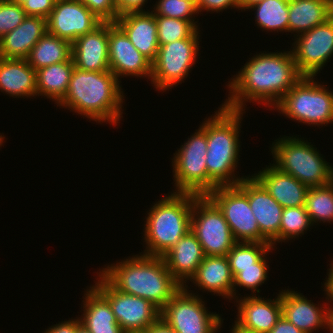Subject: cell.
I'll return each instance as SVG.
<instances>
[{
    "instance_id": "cell-1",
    "label": "cell",
    "mask_w": 333,
    "mask_h": 333,
    "mask_svg": "<svg viewBox=\"0 0 333 333\" xmlns=\"http://www.w3.org/2000/svg\"><path fill=\"white\" fill-rule=\"evenodd\" d=\"M302 77L291 50L256 52L228 81L229 94L222 105L245 111L250 102L272 110Z\"/></svg>"
},
{
    "instance_id": "cell-2",
    "label": "cell",
    "mask_w": 333,
    "mask_h": 333,
    "mask_svg": "<svg viewBox=\"0 0 333 333\" xmlns=\"http://www.w3.org/2000/svg\"><path fill=\"white\" fill-rule=\"evenodd\" d=\"M121 83L111 71H84L74 67L66 95L57 106L99 125L105 122L116 127L124 111L125 93Z\"/></svg>"
},
{
    "instance_id": "cell-3",
    "label": "cell",
    "mask_w": 333,
    "mask_h": 333,
    "mask_svg": "<svg viewBox=\"0 0 333 333\" xmlns=\"http://www.w3.org/2000/svg\"><path fill=\"white\" fill-rule=\"evenodd\" d=\"M99 272L118 291L147 299L160 310L183 287L169 272L161 256L142 253L128 256L100 268Z\"/></svg>"
},
{
    "instance_id": "cell-4",
    "label": "cell",
    "mask_w": 333,
    "mask_h": 333,
    "mask_svg": "<svg viewBox=\"0 0 333 333\" xmlns=\"http://www.w3.org/2000/svg\"><path fill=\"white\" fill-rule=\"evenodd\" d=\"M217 109L213 115L206 117L207 195L218 186H236L250 176L240 177L235 173L241 157L239 135L246 111L230 110L222 104Z\"/></svg>"
},
{
    "instance_id": "cell-5",
    "label": "cell",
    "mask_w": 333,
    "mask_h": 333,
    "mask_svg": "<svg viewBox=\"0 0 333 333\" xmlns=\"http://www.w3.org/2000/svg\"><path fill=\"white\" fill-rule=\"evenodd\" d=\"M198 195L170 192L155 201L144 220V255L162 256L191 230L193 201Z\"/></svg>"
},
{
    "instance_id": "cell-6",
    "label": "cell",
    "mask_w": 333,
    "mask_h": 333,
    "mask_svg": "<svg viewBox=\"0 0 333 333\" xmlns=\"http://www.w3.org/2000/svg\"><path fill=\"white\" fill-rule=\"evenodd\" d=\"M305 139L291 134L274 140L270 147L272 165L308 187L329 184L333 181V164L326 161L315 144Z\"/></svg>"
},
{
    "instance_id": "cell-7",
    "label": "cell",
    "mask_w": 333,
    "mask_h": 333,
    "mask_svg": "<svg viewBox=\"0 0 333 333\" xmlns=\"http://www.w3.org/2000/svg\"><path fill=\"white\" fill-rule=\"evenodd\" d=\"M315 79L303 76L272 110L308 126L333 124V90Z\"/></svg>"
},
{
    "instance_id": "cell-8",
    "label": "cell",
    "mask_w": 333,
    "mask_h": 333,
    "mask_svg": "<svg viewBox=\"0 0 333 333\" xmlns=\"http://www.w3.org/2000/svg\"><path fill=\"white\" fill-rule=\"evenodd\" d=\"M204 120L171 158L172 175L175 182L173 186L175 190L172 192L207 195L206 118Z\"/></svg>"
},
{
    "instance_id": "cell-9",
    "label": "cell",
    "mask_w": 333,
    "mask_h": 333,
    "mask_svg": "<svg viewBox=\"0 0 333 333\" xmlns=\"http://www.w3.org/2000/svg\"><path fill=\"white\" fill-rule=\"evenodd\" d=\"M200 32L197 29L189 38L159 45L150 79L156 91L164 93L185 82L199 56Z\"/></svg>"
},
{
    "instance_id": "cell-10",
    "label": "cell",
    "mask_w": 333,
    "mask_h": 333,
    "mask_svg": "<svg viewBox=\"0 0 333 333\" xmlns=\"http://www.w3.org/2000/svg\"><path fill=\"white\" fill-rule=\"evenodd\" d=\"M189 289L183 286L161 309L160 317L177 333L220 332L221 314L208 311L203 296Z\"/></svg>"
},
{
    "instance_id": "cell-11",
    "label": "cell",
    "mask_w": 333,
    "mask_h": 333,
    "mask_svg": "<svg viewBox=\"0 0 333 333\" xmlns=\"http://www.w3.org/2000/svg\"><path fill=\"white\" fill-rule=\"evenodd\" d=\"M191 231L205 256H226L236 243L222 211L207 195L193 201Z\"/></svg>"
},
{
    "instance_id": "cell-12",
    "label": "cell",
    "mask_w": 333,
    "mask_h": 333,
    "mask_svg": "<svg viewBox=\"0 0 333 333\" xmlns=\"http://www.w3.org/2000/svg\"><path fill=\"white\" fill-rule=\"evenodd\" d=\"M93 287L109 302L125 333H143L160 318L161 310L151 301L118 291L100 272Z\"/></svg>"
},
{
    "instance_id": "cell-13",
    "label": "cell",
    "mask_w": 333,
    "mask_h": 333,
    "mask_svg": "<svg viewBox=\"0 0 333 333\" xmlns=\"http://www.w3.org/2000/svg\"><path fill=\"white\" fill-rule=\"evenodd\" d=\"M207 196L222 211L236 242L270 243L260 233L248 197L237 186H218Z\"/></svg>"
},
{
    "instance_id": "cell-14",
    "label": "cell",
    "mask_w": 333,
    "mask_h": 333,
    "mask_svg": "<svg viewBox=\"0 0 333 333\" xmlns=\"http://www.w3.org/2000/svg\"><path fill=\"white\" fill-rule=\"evenodd\" d=\"M295 65L303 76L315 77L333 57V16L325 23L294 37Z\"/></svg>"
},
{
    "instance_id": "cell-15",
    "label": "cell",
    "mask_w": 333,
    "mask_h": 333,
    "mask_svg": "<svg viewBox=\"0 0 333 333\" xmlns=\"http://www.w3.org/2000/svg\"><path fill=\"white\" fill-rule=\"evenodd\" d=\"M108 55L110 71L120 82V78L128 76L150 81L152 63L136 49L115 22H108Z\"/></svg>"
},
{
    "instance_id": "cell-16",
    "label": "cell",
    "mask_w": 333,
    "mask_h": 333,
    "mask_svg": "<svg viewBox=\"0 0 333 333\" xmlns=\"http://www.w3.org/2000/svg\"><path fill=\"white\" fill-rule=\"evenodd\" d=\"M102 22L81 1L56 0L47 18V32L72 44L78 37L93 31Z\"/></svg>"
},
{
    "instance_id": "cell-17",
    "label": "cell",
    "mask_w": 333,
    "mask_h": 333,
    "mask_svg": "<svg viewBox=\"0 0 333 333\" xmlns=\"http://www.w3.org/2000/svg\"><path fill=\"white\" fill-rule=\"evenodd\" d=\"M282 316L300 329L303 333H314L318 329L330 330L331 307L325 297V301L316 304L307 296L294 289H281ZM322 306V307H321Z\"/></svg>"
},
{
    "instance_id": "cell-18",
    "label": "cell",
    "mask_w": 333,
    "mask_h": 333,
    "mask_svg": "<svg viewBox=\"0 0 333 333\" xmlns=\"http://www.w3.org/2000/svg\"><path fill=\"white\" fill-rule=\"evenodd\" d=\"M236 186L248 197L260 233L275 248L279 243V229L284 208L253 175L242 179Z\"/></svg>"
},
{
    "instance_id": "cell-19",
    "label": "cell",
    "mask_w": 333,
    "mask_h": 333,
    "mask_svg": "<svg viewBox=\"0 0 333 333\" xmlns=\"http://www.w3.org/2000/svg\"><path fill=\"white\" fill-rule=\"evenodd\" d=\"M235 299L236 324L250 333H269L282 316L280 290L274 299L249 295Z\"/></svg>"
},
{
    "instance_id": "cell-20",
    "label": "cell",
    "mask_w": 333,
    "mask_h": 333,
    "mask_svg": "<svg viewBox=\"0 0 333 333\" xmlns=\"http://www.w3.org/2000/svg\"><path fill=\"white\" fill-rule=\"evenodd\" d=\"M74 66L84 71H110L108 55V22L78 37L72 43Z\"/></svg>"
},
{
    "instance_id": "cell-21",
    "label": "cell",
    "mask_w": 333,
    "mask_h": 333,
    "mask_svg": "<svg viewBox=\"0 0 333 333\" xmlns=\"http://www.w3.org/2000/svg\"><path fill=\"white\" fill-rule=\"evenodd\" d=\"M161 257L173 277L182 286H188L205 255L201 244L190 230Z\"/></svg>"
},
{
    "instance_id": "cell-22",
    "label": "cell",
    "mask_w": 333,
    "mask_h": 333,
    "mask_svg": "<svg viewBox=\"0 0 333 333\" xmlns=\"http://www.w3.org/2000/svg\"><path fill=\"white\" fill-rule=\"evenodd\" d=\"M115 23L152 63L159 48L155 15L149 9L145 12H131L118 16Z\"/></svg>"
},
{
    "instance_id": "cell-23",
    "label": "cell",
    "mask_w": 333,
    "mask_h": 333,
    "mask_svg": "<svg viewBox=\"0 0 333 333\" xmlns=\"http://www.w3.org/2000/svg\"><path fill=\"white\" fill-rule=\"evenodd\" d=\"M252 175L283 208L305 206L309 187L290 174L280 171L270 163L268 167L266 165Z\"/></svg>"
},
{
    "instance_id": "cell-24",
    "label": "cell",
    "mask_w": 333,
    "mask_h": 333,
    "mask_svg": "<svg viewBox=\"0 0 333 333\" xmlns=\"http://www.w3.org/2000/svg\"><path fill=\"white\" fill-rule=\"evenodd\" d=\"M190 281L204 293L233 300L234 277L227 256H205Z\"/></svg>"
},
{
    "instance_id": "cell-25",
    "label": "cell",
    "mask_w": 333,
    "mask_h": 333,
    "mask_svg": "<svg viewBox=\"0 0 333 333\" xmlns=\"http://www.w3.org/2000/svg\"><path fill=\"white\" fill-rule=\"evenodd\" d=\"M46 32V18L27 16L19 26L0 39V57L26 59Z\"/></svg>"
},
{
    "instance_id": "cell-26",
    "label": "cell",
    "mask_w": 333,
    "mask_h": 333,
    "mask_svg": "<svg viewBox=\"0 0 333 333\" xmlns=\"http://www.w3.org/2000/svg\"><path fill=\"white\" fill-rule=\"evenodd\" d=\"M0 91L13 98H36V70L26 59L0 57Z\"/></svg>"
},
{
    "instance_id": "cell-27",
    "label": "cell",
    "mask_w": 333,
    "mask_h": 333,
    "mask_svg": "<svg viewBox=\"0 0 333 333\" xmlns=\"http://www.w3.org/2000/svg\"><path fill=\"white\" fill-rule=\"evenodd\" d=\"M80 321L91 333H125L109 302L91 285L84 291ZM83 308V310H82Z\"/></svg>"
},
{
    "instance_id": "cell-28",
    "label": "cell",
    "mask_w": 333,
    "mask_h": 333,
    "mask_svg": "<svg viewBox=\"0 0 333 333\" xmlns=\"http://www.w3.org/2000/svg\"><path fill=\"white\" fill-rule=\"evenodd\" d=\"M288 34L293 37L325 23L333 16V0H289Z\"/></svg>"
},
{
    "instance_id": "cell-29",
    "label": "cell",
    "mask_w": 333,
    "mask_h": 333,
    "mask_svg": "<svg viewBox=\"0 0 333 333\" xmlns=\"http://www.w3.org/2000/svg\"><path fill=\"white\" fill-rule=\"evenodd\" d=\"M74 67L71 57L68 61L36 70L37 96H44L58 105L66 95Z\"/></svg>"
},
{
    "instance_id": "cell-30",
    "label": "cell",
    "mask_w": 333,
    "mask_h": 333,
    "mask_svg": "<svg viewBox=\"0 0 333 333\" xmlns=\"http://www.w3.org/2000/svg\"><path fill=\"white\" fill-rule=\"evenodd\" d=\"M72 44L46 32L31 49L26 58L28 64L35 70L68 61L71 58Z\"/></svg>"
},
{
    "instance_id": "cell-31",
    "label": "cell",
    "mask_w": 333,
    "mask_h": 333,
    "mask_svg": "<svg viewBox=\"0 0 333 333\" xmlns=\"http://www.w3.org/2000/svg\"><path fill=\"white\" fill-rule=\"evenodd\" d=\"M288 4L289 0H264L248 10H255V24L260 30L286 33L289 20Z\"/></svg>"
},
{
    "instance_id": "cell-32",
    "label": "cell",
    "mask_w": 333,
    "mask_h": 333,
    "mask_svg": "<svg viewBox=\"0 0 333 333\" xmlns=\"http://www.w3.org/2000/svg\"><path fill=\"white\" fill-rule=\"evenodd\" d=\"M305 209L313 225L333 223V181L324 186L309 187Z\"/></svg>"
},
{
    "instance_id": "cell-33",
    "label": "cell",
    "mask_w": 333,
    "mask_h": 333,
    "mask_svg": "<svg viewBox=\"0 0 333 333\" xmlns=\"http://www.w3.org/2000/svg\"><path fill=\"white\" fill-rule=\"evenodd\" d=\"M271 248V243L236 242L226 255L233 277L239 273V268L255 267Z\"/></svg>"
},
{
    "instance_id": "cell-34",
    "label": "cell",
    "mask_w": 333,
    "mask_h": 333,
    "mask_svg": "<svg viewBox=\"0 0 333 333\" xmlns=\"http://www.w3.org/2000/svg\"><path fill=\"white\" fill-rule=\"evenodd\" d=\"M271 250L273 251L275 248L272 247L257 263H255V267L239 268V273L234 277L233 300L243 296L241 294H237V287H239V289L244 288V290L246 289L252 291L250 295H259L261 292L259 287L267 281V278H269L267 275L270 267L267 261V254H270L272 252Z\"/></svg>"
},
{
    "instance_id": "cell-35",
    "label": "cell",
    "mask_w": 333,
    "mask_h": 333,
    "mask_svg": "<svg viewBox=\"0 0 333 333\" xmlns=\"http://www.w3.org/2000/svg\"><path fill=\"white\" fill-rule=\"evenodd\" d=\"M313 226L305 206L284 208L279 229V243L296 238L298 240Z\"/></svg>"
},
{
    "instance_id": "cell-36",
    "label": "cell",
    "mask_w": 333,
    "mask_h": 333,
    "mask_svg": "<svg viewBox=\"0 0 333 333\" xmlns=\"http://www.w3.org/2000/svg\"><path fill=\"white\" fill-rule=\"evenodd\" d=\"M152 8L153 10H151V12L155 16L171 17L190 21L197 29H200V23H197L199 19L195 21L199 14L196 0H158Z\"/></svg>"
},
{
    "instance_id": "cell-37",
    "label": "cell",
    "mask_w": 333,
    "mask_h": 333,
    "mask_svg": "<svg viewBox=\"0 0 333 333\" xmlns=\"http://www.w3.org/2000/svg\"><path fill=\"white\" fill-rule=\"evenodd\" d=\"M159 45L189 38L197 28L190 22L171 17L155 16Z\"/></svg>"
},
{
    "instance_id": "cell-38",
    "label": "cell",
    "mask_w": 333,
    "mask_h": 333,
    "mask_svg": "<svg viewBox=\"0 0 333 333\" xmlns=\"http://www.w3.org/2000/svg\"><path fill=\"white\" fill-rule=\"evenodd\" d=\"M26 17L22 4L0 0V39L19 26Z\"/></svg>"
},
{
    "instance_id": "cell-39",
    "label": "cell",
    "mask_w": 333,
    "mask_h": 333,
    "mask_svg": "<svg viewBox=\"0 0 333 333\" xmlns=\"http://www.w3.org/2000/svg\"><path fill=\"white\" fill-rule=\"evenodd\" d=\"M103 22H115L118 13L113 0H78Z\"/></svg>"
},
{
    "instance_id": "cell-40",
    "label": "cell",
    "mask_w": 333,
    "mask_h": 333,
    "mask_svg": "<svg viewBox=\"0 0 333 333\" xmlns=\"http://www.w3.org/2000/svg\"><path fill=\"white\" fill-rule=\"evenodd\" d=\"M56 0H25L22 7L27 16L48 18L55 6Z\"/></svg>"
},
{
    "instance_id": "cell-41",
    "label": "cell",
    "mask_w": 333,
    "mask_h": 333,
    "mask_svg": "<svg viewBox=\"0 0 333 333\" xmlns=\"http://www.w3.org/2000/svg\"><path fill=\"white\" fill-rule=\"evenodd\" d=\"M198 12L220 13L228 9L239 10L238 0H196ZM238 9V10H237Z\"/></svg>"
},
{
    "instance_id": "cell-42",
    "label": "cell",
    "mask_w": 333,
    "mask_h": 333,
    "mask_svg": "<svg viewBox=\"0 0 333 333\" xmlns=\"http://www.w3.org/2000/svg\"><path fill=\"white\" fill-rule=\"evenodd\" d=\"M118 16L131 12H145L149 0H113Z\"/></svg>"
},
{
    "instance_id": "cell-43",
    "label": "cell",
    "mask_w": 333,
    "mask_h": 333,
    "mask_svg": "<svg viewBox=\"0 0 333 333\" xmlns=\"http://www.w3.org/2000/svg\"><path fill=\"white\" fill-rule=\"evenodd\" d=\"M77 330V317L69 318V320H64L62 322H59L58 324H54L50 326L48 329H45V331H42V333H76Z\"/></svg>"
},
{
    "instance_id": "cell-44",
    "label": "cell",
    "mask_w": 333,
    "mask_h": 333,
    "mask_svg": "<svg viewBox=\"0 0 333 333\" xmlns=\"http://www.w3.org/2000/svg\"><path fill=\"white\" fill-rule=\"evenodd\" d=\"M269 333H303L291 322L286 320L283 316L278 320L277 324L270 330Z\"/></svg>"
},
{
    "instance_id": "cell-45",
    "label": "cell",
    "mask_w": 333,
    "mask_h": 333,
    "mask_svg": "<svg viewBox=\"0 0 333 333\" xmlns=\"http://www.w3.org/2000/svg\"><path fill=\"white\" fill-rule=\"evenodd\" d=\"M143 333H177L161 317L147 327Z\"/></svg>"
},
{
    "instance_id": "cell-46",
    "label": "cell",
    "mask_w": 333,
    "mask_h": 333,
    "mask_svg": "<svg viewBox=\"0 0 333 333\" xmlns=\"http://www.w3.org/2000/svg\"><path fill=\"white\" fill-rule=\"evenodd\" d=\"M262 1H264V0H238L239 10H241V12L243 10L248 11L247 9H249L250 7H253L256 4H259Z\"/></svg>"
},
{
    "instance_id": "cell-47",
    "label": "cell",
    "mask_w": 333,
    "mask_h": 333,
    "mask_svg": "<svg viewBox=\"0 0 333 333\" xmlns=\"http://www.w3.org/2000/svg\"><path fill=\"white\" fill-rule=\"evenodd\" d=\"M80 315L77 317V330L76 333H91L83 324H81Z\"/></svg>"
},
{
    "instance_id": "cell-48",
    "label": "cell",
    "mask_w": 333,
    "mask_h": 333,
    "mask_svg": "<svg viewBox=\"0 0 333 333\" xmlns=\"http://www.w3.org/2000/svg\"><path fill=\"white\" fill-rule=\"evenodd\" d=\"M232 324H233L232 328L229 330L230 333H250V332L240 329L236 324H234V323H232Z\"/></svg>"
},
{
    "instance_id": "cell-49",
    "label": "cell",
    "mask_w": 333,
    "mask_h": 333,
    "mask_svg": "<svg viewBox=\"0 0 333 333\" xmlns=\"http://www.w3.org/2000/svg\"><path fill=\"white\" fill-rule=\"evenodd\" d=\"M4 139H5V136L2 133H0V147H2L3 143H5Z\"/></svg>"
},
{
    "instance_id": "cell-50",
    "label": "cell",
    "mask_w": 333,
    "mask_h": 333,
    "mask_svg": "<svg viewBox=\"0 0 333 333\" xmlns=\"http://www.w3.org/2000/svg\"><path fill=\"white\" fill-rule=\"evenodd\" d=\"M8 1L16 4H22L25 0H8Z\"/></svg>"
}]
</instances>
